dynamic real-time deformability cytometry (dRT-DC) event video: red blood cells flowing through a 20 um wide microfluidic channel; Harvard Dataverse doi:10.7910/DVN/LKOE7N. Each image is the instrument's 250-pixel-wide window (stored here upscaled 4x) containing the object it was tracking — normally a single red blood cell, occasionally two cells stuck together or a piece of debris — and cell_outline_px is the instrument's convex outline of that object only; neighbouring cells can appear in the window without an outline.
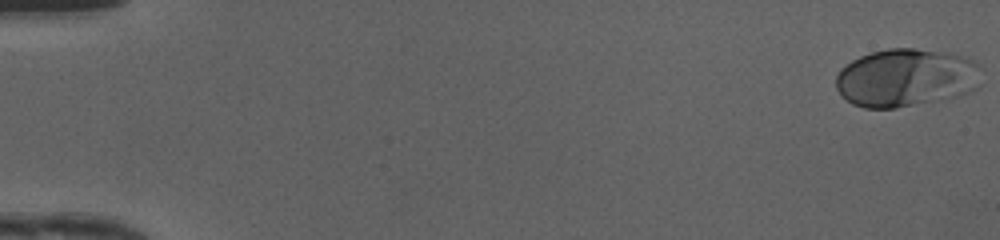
{"species": "human", "species_latin": "Homo sapiens", "temperature_condition": "cold", "stored_images_in_passage": 14, "camera_frame_rate_fps": 3000, "um_per_image_px": 0.085, "donor": {"sex": "female"}, "frame": {"image": 1, "passage_image": 1, "time_ms": 0.0, "image_size_px": [1000, 240], "cell_outline_px": [[984, 68], [980, 84], [976, 88], [960, 96], [940, 100], [896, 108], [864, 108], [852, 104], [840, 96], [836, 88], [836, 76], [840, 68], [852, 60], [860, 56], [872, 52], [888, 48], [916, 48], [944, 52], [976, 60]], "centroid_in_image_um": [77.05, 6.61], "position_along_channel_um": 8.0, "area_um2": 50.11}}